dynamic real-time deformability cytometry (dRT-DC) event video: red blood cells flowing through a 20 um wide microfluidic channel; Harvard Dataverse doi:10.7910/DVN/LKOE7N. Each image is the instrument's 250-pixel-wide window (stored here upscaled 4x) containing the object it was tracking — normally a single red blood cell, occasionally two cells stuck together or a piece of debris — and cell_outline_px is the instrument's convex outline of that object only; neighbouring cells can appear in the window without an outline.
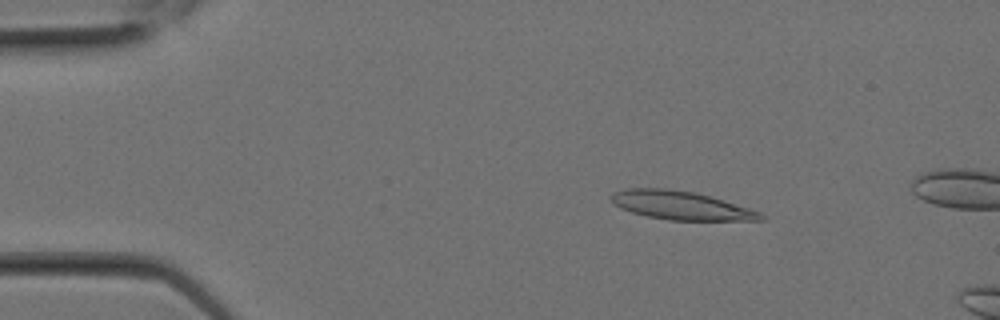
{"species": "Egyptian fruit bat (a non-hibernating species)", "species_latin": "Rousettus aegyptiacus", "temperature_condition": "room temperature", "stored_images_in_passage": 4, "camera_frame_rate_fps": 3000, "um_per_image_px": 0.085, "animal": {"sex": "female"}, "frame": {"image": 1, "passage_image": 1, "time_ms": 0.0, "image_size_px": [1000, 320], "cell_outline_px": [[764, 220], [668, 220], [648, 216], [632, 212], [620, 208], [608, 196], [612, 192], [624, 188], [664, 188], [696, 192], [712, 196], [760, 212], [764, 216]], "centroid_in_image_um": [57.84, 17.44], "position_along_channel_um": 27.2, "area_um2": 24.85}}